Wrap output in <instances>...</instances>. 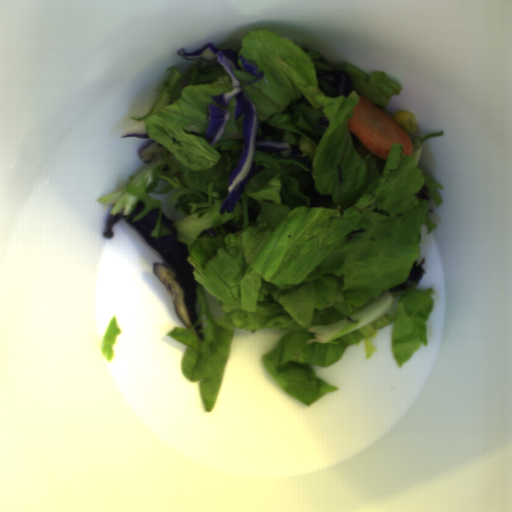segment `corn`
Here are the masks:
<instances>
[{
    "instance_id": "corn-1",
    "label": "corn",
    "mask_w": 512,
    "mask_h": 512,
    "mask_svg": "<svg viewBox=\"0 0 512 512\" xmlns=\"http://www.w3.org/2000/svg\"><path fill=\"white\" fill-rule=\"evenodd\" d=\"M392 119L408 135L415 134L418 127V121L415 115L411 112L399 110L393 114Z\"/></svg>"
}]
</instances>
